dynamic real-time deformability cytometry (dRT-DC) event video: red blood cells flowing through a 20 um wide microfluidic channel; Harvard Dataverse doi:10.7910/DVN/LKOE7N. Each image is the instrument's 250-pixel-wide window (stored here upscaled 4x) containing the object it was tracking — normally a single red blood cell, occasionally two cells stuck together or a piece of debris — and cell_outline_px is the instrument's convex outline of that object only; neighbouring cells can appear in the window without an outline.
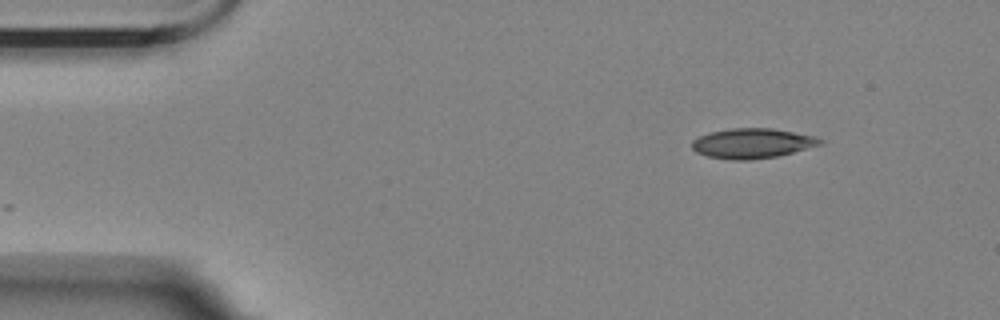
{"species": "Egyptian fruit bat (a non-hibernating species)", "species_latin": "Rousettus aegyptiacus", "temperature_condition": "room temperature", "stored_images_in_passage": 10, "camera_frame_rate_fps": 3000, "um_per_image_px": 0.085, "animal": {"sex": "female"}, "frame": {"image": 1, "passage_image": 1, "time_ms": 0.0, "image_size_px": [1000, 320], "cell_outline_px": [[824, 140], [820, 144], [792, 152], [776, 156], [752, 160], [728, 160], [708, 156], [696, 152], [692, 148], [692, 140], [708, 132], [732, 128], [772, 128], [816, 136]], "centroid_in_image_um": [63.91, 12.18], "position_along_channel_um": 21.1, "area_um2": 22.31}}